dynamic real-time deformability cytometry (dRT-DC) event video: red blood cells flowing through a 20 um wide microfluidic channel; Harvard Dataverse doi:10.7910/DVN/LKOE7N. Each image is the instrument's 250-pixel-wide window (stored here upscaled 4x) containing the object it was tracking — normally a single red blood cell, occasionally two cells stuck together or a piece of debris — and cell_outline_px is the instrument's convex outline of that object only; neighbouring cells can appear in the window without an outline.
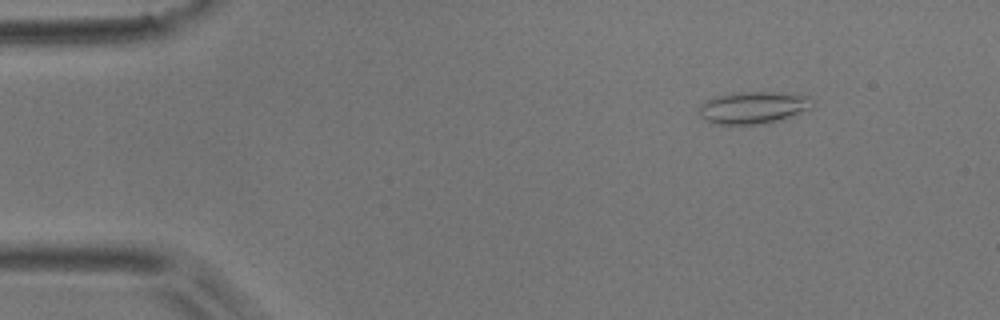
{"species": "common noctule bat (a hibernating species)", "species_latin": "Nyctalus noctula", "temperature_condition": "room temperature", "stored_images_in_passage": 10, "camera_frame_rate_fps": 3000, "um_per_image_px": 0.085, "animal": {"sex": "male", "body_mass_g": 17.9}, "frame": {"image": 1, "passage_image": 2, "time_ms": 1.333, "image_size_px": [1000, 320], "cell_outline_px": [[812, 108], [784, 120], [760, 124], [712, 124], [704, 120], [700, 116], [696, 108], [704, 100], [716, 96], [740, 92], [772, 92], [808, 96]], "centroid_in_image_um": [63.95, 9.16], "position_along_channel_um": 21.0, "area_um2": 21.44}}
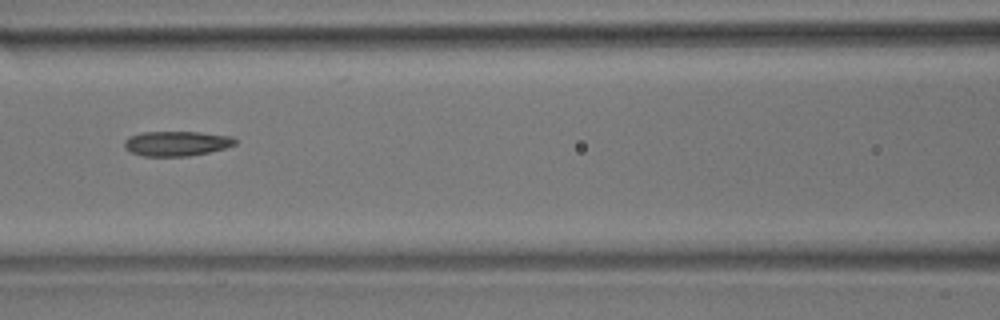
{"frame": {"image": 2, "passage_image": 7, "time_ms": 7.0, "image_size_px": [1000, 320], "cell_outline_px": [[236, 144], [224, 148], [208, 152], [188, 156], [144, 156], [132, 152], [124, 148], [124, 140], [128, 136], [140, 132], [200, 132], [232, 136], [236, 140]], "centroid_in_image_um": [14.98, 12.19], "position_along_channel_um": 151.6, "area_um2": 16.07}}
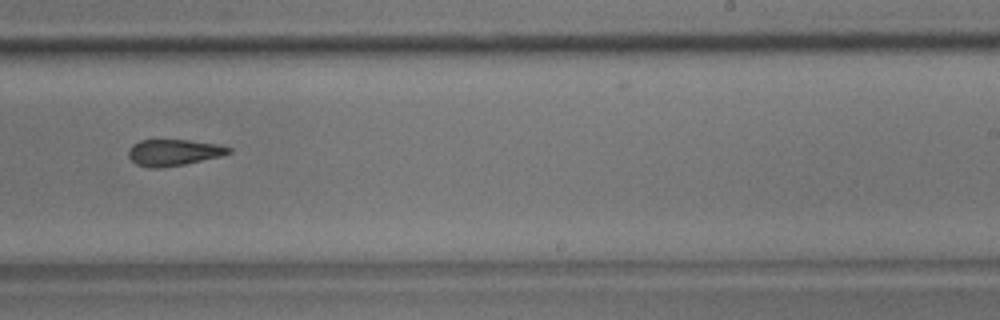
{"frame": {"image": 3, "passage_image": 10, "time_ms": 10.333, "image_size_px": [1000, 320], "cell_outline_px": [[232, 152], [220, 156], [184, 164], [160, 168], [152, 168], [136, 164], [128, 156], [128, 152], [132, 144], [140, 140], [188, 140], [220, 144], [232, 148]], "centroid_in_image_um": [14.77, 12.95], "position_along_channel_um": 274.2, "area_um2": 15.37}}